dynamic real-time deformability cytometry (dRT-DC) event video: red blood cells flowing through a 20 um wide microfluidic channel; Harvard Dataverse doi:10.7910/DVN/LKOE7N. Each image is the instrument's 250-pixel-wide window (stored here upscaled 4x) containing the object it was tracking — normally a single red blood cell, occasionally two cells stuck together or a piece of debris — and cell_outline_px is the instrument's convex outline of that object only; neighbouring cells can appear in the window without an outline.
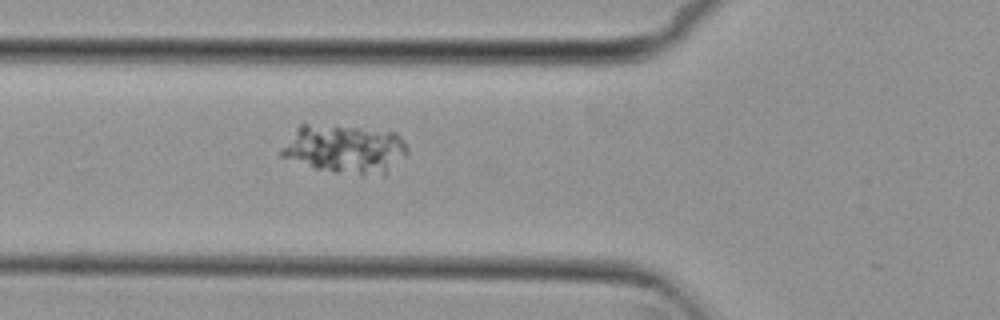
{"species": "common noctule bat (a hibernating species)", "species_latin": "Nyctalus noctula", "temperature_condition": "cold", "stored_images_in_passage": 17, "camera_frame_rate_fps": 3000, "um_per_image_px": 0.085, "animal": {"sex": "female", "body_mass_g": 29.2, "forearm_length_mm": 56.3}, "frame": {"image": 1, "passage_image": 6, "time_ms": 1.667, "image_size_px": [1000, 320], "cell_outline_px": [[408, 156], [384, 176], [336, 172], [316, 168], [280, 156], [280, 148], [296, 128], [300, 124], [308, 124], [356, 128], [396, 132], [404, 140], [408, 148]], "centroid_in_image_um": [29.37, 12.68], "position_along_channel_um": 96.4, "area_um2": 35.78}}
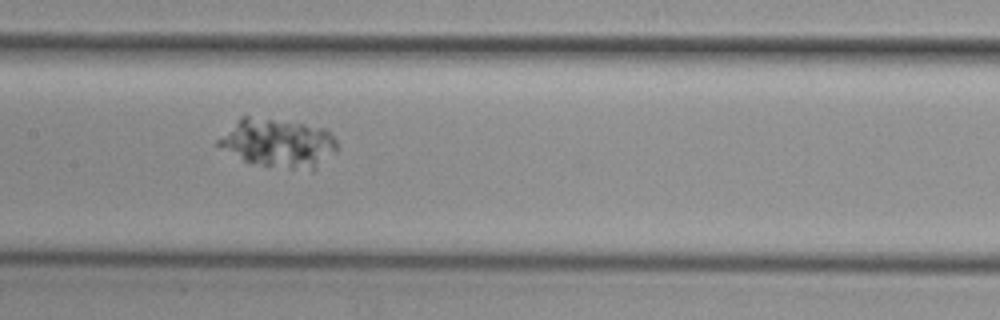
{"frame": {"image": 2, "passage_image": 13, "time_ms": 4.0, "image_size_px": [1000, 320], "cell_outline_px": [[340, 148], [336, 152], [312, 172], [252, 164], [244, 160], [216, 144], [216, 140], [240, 116], [248, 116], [304, 124], [324, 128], [336, 140]], "centroid_in_image_um": [23.68, 12.19], "position_along_channel_um": 183.7, "area_um2": 33.93}}
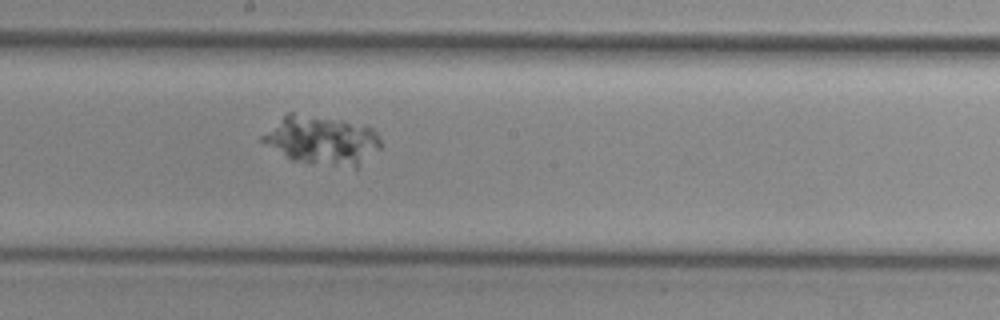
{"frame": {"image": 3, "passage_image": 16, "time_ms": 5.0, "image_size_px": [1000, 320], "cell_outline_px": [[380, 148], [356, 168], [292, 160], [260, 140], [260, 136], [288, 112], [292, 112], [344, 120], [372, 128], [376, 132], [380, 140]], "centroid_in_image_um": [27.37, 11.9], "position_along_channel_um": 220.8, "area_um2": 33.23}}